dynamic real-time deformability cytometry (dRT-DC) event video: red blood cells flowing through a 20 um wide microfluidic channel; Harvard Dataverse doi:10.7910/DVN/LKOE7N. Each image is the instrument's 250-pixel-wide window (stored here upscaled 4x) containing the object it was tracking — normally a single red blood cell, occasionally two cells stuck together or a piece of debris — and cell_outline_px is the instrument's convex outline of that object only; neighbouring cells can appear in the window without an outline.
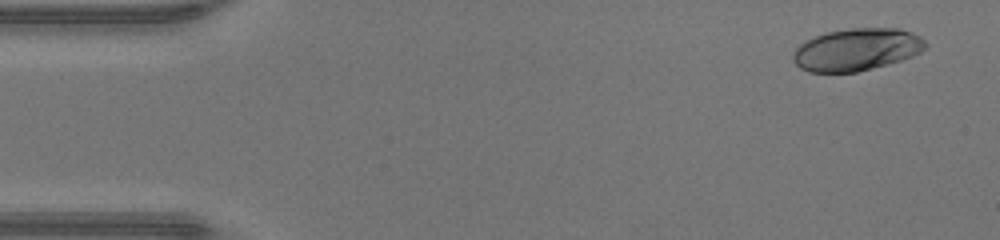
{"species": "human", "species_latin": "Homo sapiens", "temperature_condition": "warm", "stored_images_in_passage": 47, "camera_frame_rate_fps": 3000, "um_per_image_px": 0.085, "donor": {"sex": "male"}, "frame": {"image": 1, "passage_image": 3, "time_ms": 0.667, "image_size_px": [1000, 240], "cell_outline_px": [[928, 44], [920, 52], [912, 56], [900, 60], [872, 68], [856, 72], [808, 72], [800, 68], [792, 60], [792, 56], [796, 48], [800, 44], [816, 36], [828, 32], [852, 28], [900, 28], [912, 32], [920, 36]], "centroid_in_image_um": [72.82, 4.21], "position_along_channel_um": 12.2, "area_um2": 32.48}}
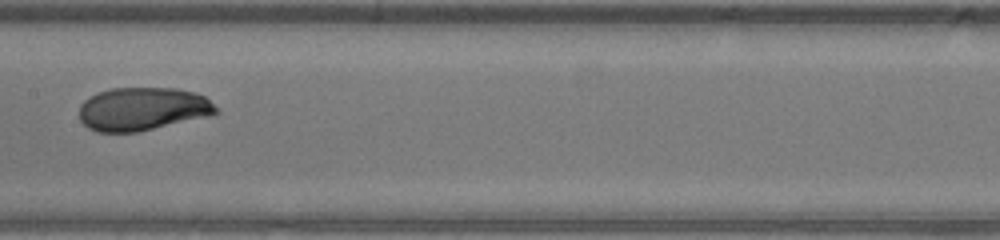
{"frame": {"image": 2, "passage_image": 24, "time_ms": 7.667, "image_size_px": [1000, 240], "cell_outline_px": [[220, 112], [212, 116], [136, 132], [96, 132], [88, 128], [80, 120], [80, 104], [84, 100], [96, 92], [112, 88], [176, 88], [196, 92], [204, 96]], "centroid_in_image_um": [12.12, 9.26], "position_along_channel_um": 195.3, "area_um2": 34.68}}
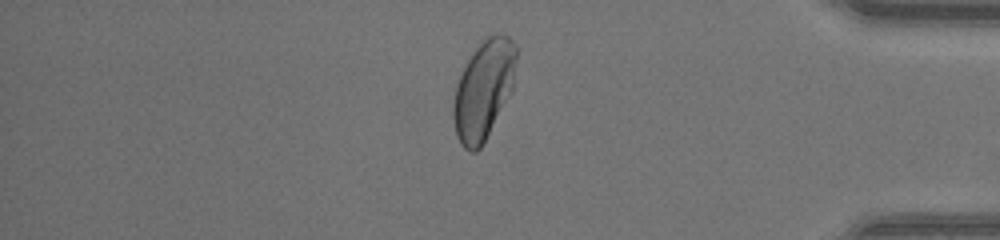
{"frame": {"image": 3, "passage_image": 40, "time_ms": 13.0, "image_size_px": [1000, 240], "cell_outline_px": [[516, 60], [512, 92], [480, 148], [476, 152], [472, 152], [464, 148], [460, 144], [456, 136], [452, 116], [452, 104], [456, 84], [472, 52], [488, 36], [496, 32], [508, 36], [516, 44]], "centroid_in_image_um": [41.1, 7.64], "position_along_channel_um": 394.1, "area_um2": 36.36}, "authors_computed_cell_mechanics": {"area_um2": 34.68, "velocity_mm_per_s": 4.3571, "shape_relaxation_time_tau1_ms": 3.8602, "shape_relaxation_time_tau2_ms": null, "deformation_change_tau1": 0.1855, "deformation_change_tau2": null}}